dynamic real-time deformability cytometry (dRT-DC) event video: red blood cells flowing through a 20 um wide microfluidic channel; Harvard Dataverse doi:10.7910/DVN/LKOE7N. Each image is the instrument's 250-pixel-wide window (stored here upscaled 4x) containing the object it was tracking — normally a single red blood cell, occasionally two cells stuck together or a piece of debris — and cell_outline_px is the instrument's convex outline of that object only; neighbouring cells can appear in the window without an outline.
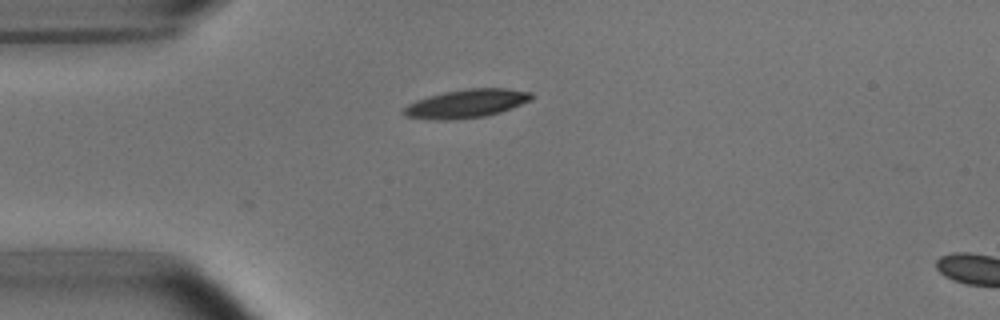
{"species": "common noctule bat (a hibernating species)", "species_latin": "Nyctalus noctula", "temperature_condition": "room temperature", "stored_images_in_passage": 4, "camera_frame_rate_fps": 3000, "um_per_image_px": 0.085, "animal": {"sex": "male", "body_mass_g": 15.6}, "frame": {"image": 1, "passage_image": 1, "time_ms": 0.0, "image_size_px": [1000, 320], "cell_outline_px": [[536, 96], [532, 100], [512, 108], [500, 112], [484, 116], [456, 120], [432, 120], [408, 116], [404, 112], [404, 108], [408, 104], [416, 100], [428, 96], [444, 92], [468, 88], [508, 88], [532, 92]], "centroid_in_image_um": [39.71, 8.8], "position_along_channel_um": 45.3, "area_um2": 21.33}}